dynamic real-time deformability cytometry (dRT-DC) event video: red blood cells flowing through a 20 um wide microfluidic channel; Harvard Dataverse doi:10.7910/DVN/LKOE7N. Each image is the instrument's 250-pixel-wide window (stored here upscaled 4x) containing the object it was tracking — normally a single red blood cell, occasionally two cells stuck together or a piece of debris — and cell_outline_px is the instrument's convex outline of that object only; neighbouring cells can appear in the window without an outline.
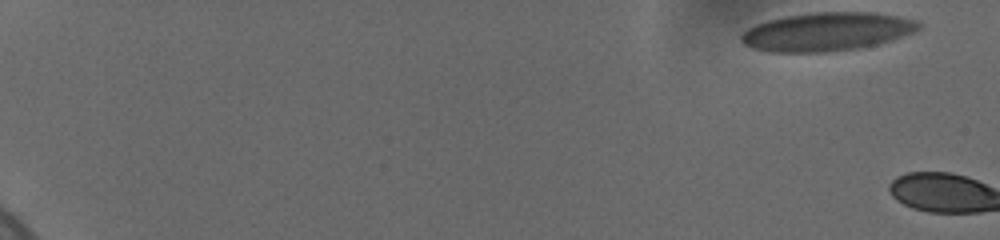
{"species": "human", "species_latin": "Homo sapiens", "temperature_condition": "cold", "stored_images_in_passage": 3, "camera_frame_rate_fps": 3000, "um_per_image_px": 0.085, "donor": {"sex": "female"}, "frame": {"image": 1, "passage_image": 1, "time_ms": 0.0, "image_size_px": [1000, 240], "cell_outline_px": [[920, 28], [912, 32], [892, 40], [880, 44], [860, 48], [828, 52], [768, 52], [752, 48], [744, 44], [740, 40], [740, 36], [748, 28], [756, 24], [768, 20], [784, 16], [812, 12], [876, 12], [920, 20]], "centroid_in_image_um": [70.29, 2.69], "position_along_channel_um": 14.7, "area_um2": 40.17}}